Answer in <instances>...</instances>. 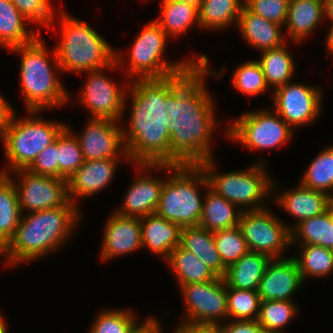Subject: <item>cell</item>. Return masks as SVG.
<instances>
[{
  "mask_svg": "<svg viewBox=\"0 0 333 333\" xmlns=\"http://www.w3.org/2000/svg\"><path fill=\"white\" fill-rule=\"evenodd\" d=\"M177 1L189 3L199 8L202 0H177Z\"/></svg>",
  "mask_w": 333,
  "mask_h": 333,
  "instance_id": "obj_53",
  "label": "cell"
},
{
  "mask_svg": "<svg viewBox=\"0 0 333 333\" xmlns=\"http://www.w3.org/2000/svg\"><path fill=\"white\" fill-rule=\"evenodd\" d=\"M27 170L34 174L58 178V137L38 154Z\"/></svg>",
  "mask_w": 333,
  "mask_h": 333,
  "instance_id": "obj_45",
  "label": "cell"
},
{
  "mask_svg": "<svg viewBox=\"0 0 333 333\" xmlns=\"http://www.w3.org/2000/svg\"><path fill=\"white\" fill-rule=\"evenodd\" d=\"M11 175L0 174V250L14 236L22 216Z\"/></svg>",
  "mask_w": 333,
  "mask_h": 333,
  "instance_id": "obj_31",
  "label": "cell"
},
{
  "mask_svg": "<svg viewBox=\"0 0 333 333\" xmlns=\"http://www.w3.org/2000/svg\"><path fill=\"white\" fill-rule=\"evenodd\" d=\"M225 131L227 138L239 142L250 151L283 146L294 135V130L278 113L267 108L244 112Z\"/></svg>",
  "mask_w": 333,
  "mask_h": 333,
  "instance_id": "obj_10",
  "label": "cell"
},
{
  "mask_svg": "<svg viewBox=\"0 0 333 333\" xmlns=\"http://www.w3.org/2000/svg\"><path fill=\"white\" fill-rule=\"evenodd\" d=\"M297 313L295 301H261L256 321L267 333H283L282 329L290 324Z\"/></svg>",
  "mask_w": 333,
  "mask_h": 333,
  "instance_id": "obj_37",
  "label": "cell"
},
{
  "mask_svg": "<svg viewBox=\"0 0 333 333\" xmlns=\"http://www.w3.org/2000/svg\"><path fill=\"white\" fill-rule=\"evenodd\" d=\"M188 72L128 81L132 106L128 128L123 125V140L129 162L134 165H183L170 152V121L165 100L166 94Z\"/></svg>",
  "mask_w": 333,
  "mask_h": 333,
  "instance_id": "obj_2",
  "label": "cell"
},
{
  "mask_svg": "<svg viewBox=\"0 0 333 333\" xmlns=\"http://www.w3.org/2000/svg\"><path fill=\"white\" fill-rule=\"evenodd\" d=\"M119 161L120 159L110 158L84 160V163L67 180L69 199L78 205V198H88L104 190L113 180Z\"/></svg>",
  "mask_w": 333,
  "mask_h": 333,
  "instance_id": "obj_20",
  "label": "cell"
},
{
  "mask_svg": "<svg viewBox=\"0 0 333 333\" xmlns=\"http://www.w3.org/2000/svg\"><path fill=\"white\" fill-rule=\"evenodd\" d=\"M204 196H202L204 199L200 227L211 232L238 227L242 213L238 206L216 194L209 187Z\"/></svg>",
  "mask_w": 333,
  "mask_h": 333,
  "instance_id": "obj_27",
  "label": "cell"
},
{
  "mask_svg": "<svg viewBox=\"0 0 333 333\" xmlns=\"http://www.w3.org/2000/svg\"><path fill=\"white\" fill-rule=\"evenodd\" d=\"M136 166L137 169H140V172L141 170L143 172L127 188L122 205L115 212L123 216L141 218L156 213L165 179L153 177L149 174L152 170L157 169V165L143 164ZM146 173H148V176Z\"/></svg>",
  "mask_w": 333,
  "mask_h": 333,
  "instance_id": "obj_17",
  "label": "cell"
},
{
  "mask_svg": "<svg viewBox=\"0 0 333 333\" xmlns=\"http://www.w3.org/2000/svg\"><path fill=\"white\" fill-rule=\"evenodd\" d=\"M324 20H330L333 25V0H323Z\"/></svg>",
  "mask_w": 333,
  "mask_h": 333,
  "instance_id": "obj_50",
  "label": "cell"
},
{
  "mask_svg": "<svg viewBox=\"0 0 333 333\" xmlns=\"http://www.w3.org/2000/svg\"><path fill=\"white\" fill-rule=\"evenodd\" d=\"M291 245L311 244L333 248V217L328 209L323 214L302 220L290 230Z\"/></svg>",
  "mask_w": 333,
  "mask_h": 333,
  "instance_id": "obj_30",
  "label": "cell"
},
{
  "mask_svg": "<svg viewBox=\"0 0 333 333\" xmlns=\"http://www.w3.org/2000/svg\"><path fill=\"white\" fill-rule=\"evenodd\" d=\"M228 320H257L260 296L256 290H241L226 285Z\"/></svg>",
  "mask_w": 333,
  "mask_h": 333,
  "instance_id": "obj_40",
  "label": "cell"
},
{
  "mask_svg": "<svg viewBox=\"0 0 333 333\" xmlns=\"http://www.w3.org/2000/svg\"><path fill=\"white\" fill-rule=\"evenodd\" d=\"M47 50L44 39L39 35L30 43L9 49L11 53L21 55L20 88L25 98L26 111L56 109L70 100L67 89L56 73L58 71L62 74L56 51L52 49L50 59L53 62L50 64Z\"/></svg>",
  "mask_w": 333,
  "mask_h": 333,
  "instance_id": "obj_4",
  "label": "cell"
},
{
  "mask_svg": "<svg viewBox=\"0 0 333 333\" xmlns=\"http://www.w3.org/2000/svg\"><path fill=\"white\" fill-rule=\"evenodd\" d=\"M80 214L71 200L59 208L22 214L14 236L0 250L6 266L36 261L61 248L74 234Z\"/></svg>",
  "mask_w": 333,
  "mask_h": 333,
  "instance_id": "obj_3",
  "label": "cell"
},
{
  "mask_svg": "<svg viewBox=\"0 0 333 333\" xmlns=\"http://www.w3.org/2000/svg\"><path fill=\"white\" fill-rule=\"evenodd\" d=\"M238 227L249 251L265 254L271 259L283 258V252L291 246L293 225L280 221L269 207L242 211Z\"/></svg>",
  "mask_w": 333,
  "mask_h": 333,
  "instance_id": "obj_13",
  "label": "cell"
},
{
  "mask_svg": "<svg viewBox=\"0 0 333 333\" xmlns=\"http://www.w3.org/2000/svg\"><path fill=\"white\" fill-rule=\"evenodd\" d=\"M116 51V62L99 70L85 72L87 79L78 101L90 112V119H105L121 122L127 105L128 91L105 76L104 70H115L127 66L124 58ZM123 59V60H122ZM126 91V92H125ZM124 111V112H123ZM122 117V118H121Z\"/></svg>",
  "mask_w": 333,
  "mask_h": 333,
  "instance_id": "obj_12",
  "label": "cell"
},
{
  "mask_svg": "<svg viewBox=\"0 0 333 333\" xmlns=\"http://www.w3.org/2000/svg\"><path fill=\"white\" fill-rule=\"evenodd\" d=\"M160 1L161 14L155 21L169 37H179L192 25L198 24L200 28L198 7L177 0Z\"/></svg>",
  "mask_w": 333,
  "mask_h": 333,
  "instance_id": "obj_29",
  "label": "cell"
},
{
  "mask_svg": "<svg viewBox=\"0 0 333 333\" xmlns=\"http://www.w3.org/2000/svg\"><path fill=\"white\" fill-rule=\"evenodd\" d=\"M232 77L234 88L246 96H257L266 93L269 89L257 59L249 60L237 66Z\"/></svg>",
  "mask_w": 333,
  "mask_h": 333,
  "instance_id": "obj_41",
  "label": "cell"
},
{
  "mask_svg": "<svg viewBox=\"0 0 333 333\" xmlns=\"http://www.w3.org/2000/svg\"><path fill=\"white\" fill-rule=\"evenodd\" d=\"M22 214L64 206L70 199L67 179L38 175L27 169L12 172ZM24 212V213H23Z\"/></svg>",
  "mask_w": 333,
  "mask_h": 333,
  "instance_id": "obj_14",
  "label": "cell"
},
{
  "mask_svg": "<svg viewBox=\"0 0 333 333\" xmlns=\"http://www.w3.org/2000/svg\"><path fill=\"white\" fill-rule=\"evenodd\" d=\"M213 236L222 264L226 268L249 251L239 227L215 231Z\"/></svg>",
  "mask_w": 333,
  "mask_h": 333,
  "instance_id": "obj_42",
  "label": "cell"
},
{
  "mask_svg": "<svg viewBox=\"0 0 333 333\" xmlns=\"http://www.w3.org/2000/svg\"><path fill=\"white\" fill-rule=\"evenodd\" d=\"M121 124L115 120L89 118L83 132L75 135L84 160L122 158L128 161Z\"/></svg>",
  "mask_w": 333,
  "mask_h": 333,
  "instance_id": "obj_16",
  "label": "cell"
},
{
  "mask_svg": "<svg viewBox=\"0 0 333 333\" xmlns=\"http://www.w3.org/2000/svg\"><path fill=\"white\" fill-rule=\"evenodd\" d=\"M208 66L196 64L166 94L170 152L184 165H198L214 158L211 143L218 122L215 101L204 82L206 76L222 77L225 67L216 72Z\"/></svg>",
  "mask_w": 333,
  "mask_h": 333,
  "instance_id": "obj_1",
  "label": "cell"
},
{
  "mask_svg": "<svg viewBox=\"0 0 333 333\" xmlns=\"http://www.w3.org/2000/svg\"><path fill=\"white\" fill-rule=\"evenodd\" d=\"M329 29H328V33L326 34V39H325V42H326V48L328 49L329 51V54H333V25H329Z\"/></svg>",
  "mask_w": 333,
  "mask_h": 333,
  "instance_id": "obj_51",
  "label": "cell"
},
{
  "mask_svg": "<svg viewBox=\"0 0 333 333\" xmlns=\"http://www.w3.org/2000/svg\"><path fill=\"white\" fill-rule=\"evenodd\" d=\"M172 333H217L214 327H193L178 324Z\"/></svg>",
  "mask_w": 333,
  "mask_h": 333,
  "instance_id": "obj_49",
  "label": "cell"
},
{
  "mask_svg": "<svg viewBox=\"0 0 333 333\" xmlns=\"http://www.w3.org/2000/svg\"><path fill=\"white\" fill-rule=\"evenodd\" d=\"M106 223L99 251L103 262L143 248L140 218L123 216L114 211Z\"/></svg>",
  "mask_w": 333,
  "mask_h": 333,
  "instance_id": "obj_19",
  "label": "cell"
},
{
  "mask_svg": "<svg viewBox=\"0 0 333 333\" xmlns=\"http://www.w3.org/2000/svg\"><path fill=\"white\" fill-rule=\"evenodd\" d=\"M158 170L171 175L165 178L156 214L181 228L199 226L204 199L199 187L205 190L209 187L202 168L199 165H157Z\"/></svg>",
  "mask_w": 333,
  "mask_h": 333,
  "instance_id": "obj_6",
  "label": "cell"
},
{
  "mask_svg": "<svg viewBox=\"0 0 333 333\" xmlns=\"http://www.w3.org/2000/svg\"><path fill=\"white\" fill-rule=\"evenodd\" d=\"M330 251H331L332 258H333V248H331Z\"/></svg>",
  "mask_w": 333,
  "mask_h": 333,
  "instance_id": "obj_55",
  "label": "cell"
},
{
  "mask_svg": "<svg viewBox=\"0 0 333 333\" xmlns=\"http://www.w3.org/2000/svg\"><path fill=\"white\" fill-rule=\"evenodd\" d=\"M163 324V322H159L158 318L149 317L134 333H161Z\"/></svg>",
  "mask_w": 333,
  "mask_h": 333,
  "instance_id": "obj_48",
  "label": "cell"
},
{
  "mask_svg": "<svg viewBox=\"0 0 333 333\" xmlns=\"http://www.w3.org/2000/svg\"><path fill=\"white\" fill-rule=\"evenodd\" d=\"M5 320L3 319V316L0 315V333H7V326L6 323L4 322Z\"/></svg>",
  "mask_w": 333,
  "mask_h": 333,
  "instance_id": "obj_52",
  "label": "cell"
},
{
  "mask_svg": "<svg viewBox=\"0 0 333 333\" xmlns=\"http://www.w3.org/2000/svg\"><path fill=\"white\" fill-rule=\"evenodd\" d=\"M244 4L245 0H202L198 8L200 28L219 31L237 25Z\"/></svg>",
  "mask_w": 333,
  "mask_h": 333,
  "instance_id": "obj_33",
  "label": "cell"
},
{
  "mask_svg": "<svg viewBox=\"0 0 333 333\" xmlns=\"http://www.w3.org/2000/svg\"><path fill=\"white\" fill-rule=\"evenodd\" d=\"M237 27L248 46L263 52L281 47L287 42L282 34V25L266 20L251 12L245 5L239 15ZM283 35V36H282Z\"/></svg>",
  "mask_w": 333,
  "mask_h": 333,
  "instance_id": "obj_21",
  "label": "cell"
},
{
  "mask_svg": "<svg viewBox=\"0 0 333 333\" xmlns=\"http://www.w3.org/2000/svg\"><path fill=\"white\" fill-rule=\"evenodd\" d=\"M25 19L45 27L54 25L56 10L50 0H10Z\"/></svg>",
  "mask_w": 333,
  "mask_h": 333,
  "instance_id": "obj_43",
  "label": "cell"
},
{
  "mask_svg": "<svg viewBox=\"0 0 333 333\" xmlns=\"http://www.w3.org/2000/svg\"><path fill=\"white\" fill-rule=\"evenodd\" d=\"M304 282L293 257L271 259L260 280L258 295L261 301H293V295Z\"/></svg>",
  "mask_w": 333,
  "mask_h": 333,
  "instance_id": "obj_18",
  "label": "cell"
},
{
  "mask_svg": "<svg viewBox=\"0 0 333 333\" xmlns=\"http://www.w3.org/2000/svg\"><path fill=\"white\" fill-rule=\"evenodd\" d=\"M59 9L60 39L54 47L62 73H84L116 62V50L88 23Z\"/></svg>",
  "mask_w": 333,
  "mask_h": 333,
  "instance_id": "obj_5",
  "label": "cell"
},
{
  "mask_svg": "<svg viewBox=\"0 0 333 333\" xmlns=\"http://www.w3.org/2000/svg\"><path fill=\"white\" fill-rule=\"evenodd\" d=\"M142 247L167 259L180 244L181 227L155 214L140 218Z\"/></svg>",
  "mask_w": 333,
  "mask_h": 333,
  "instance_id": "obj_23",
  "label": "cell"
},
{
  "mask_svg": "<svg viewBox=\"0 0 333 333\" xmlns=\"http://www.w3.org/2000/svg\"><path fill=\"white\" fill-rule=\"evenodd\" d=\"M265 161L261 159L249 168L225 173L215 171L214 158L198 165L206 175L211 190L238 206L242 211H251L266 209L265 198L278 189V185L267 172Z\"/></svg>",
  "mask_w": 333,
  "mask_h": 333,
  "instance_id": "obj_7",
  "label": "cell"
},
{
  "mask_svg": "<svg viewBox=\"0 0 333 333\" xmlns=\"http://www.w3.org/2000/svg\"><path fill=\"white\" fill-rule=\"evenodd\" d=\"M130 309H105L97 313L87 333H134L145 321L139 323Z\"/></svg>",
  "mask_w": 333,
  "mask_h": 333,
  "instance_id": "obj_38",
  "label": "cell"
},
{
  "mask_svg": "<svg viewBox=\"0 0 333 333\" xmlns=\"http://www.w3.org/2000/svg\"><path fill=\"white\" fill-rule=\"evenodd\" d=\"M272 94L274 110L293 129L311 124L322 108V89L303 83L288 82Z\"/></svg>",
  "mask_w": 333,
  "mask_h": 333,
  "instance_id": "obj_15",
  "label": "cell"
},
{
  "mask_svg": "<svg viewBox=\"0 0 333 333\" xmlns=\"http://www.w3.org/2000/svg\"><path fill=\"white\" fill-rule=\"evenodd\" d=\"M214 328L217 333H267L256 320H227Z\"/></svg>",
  "mask_w": 333,
  "mask_h": 333,
  "instance_id": "obj_46",
  "label": "cell"
},
{
  "mask_svg": "<svg viewBox=\"0 0 333 333\" xmlns=\"http://www.w3.org/2000/svg\"><path fill=\"white\" fill-rule=\"evenodd\" d=\"M14 108L11 106V102L9 103L5 96L0 94V140L1 142L4 139L8 122L13 113Z\"/></svg>",
  "mask_w": 333,
  "mask_h": 333,
  "instance_id": "obj_47",
  "label": "cell"
},
{
  "mask_svg": "<svg viewBox=\"0 0 333 333\" xmlns=\"http://www.w3.org/2000/svg\"><path fill=\"white\" fill-rule=\"evenodd\" d=\"M298 187L282 191L275 196L276 203L282 209L296 218L294 226L302 220L323 214L328 210L329 204L333 199L327 194L314 189L305 188L300 183Z\"/></svg>",
  "mask_w": 333,
  "mask_h": 333,
  "instance_id": "obj_22",
  "label": "cell"
},
{
  "mask_svg": "<svg viewBox=\"0 0 333 333\" xmlns=\"http://www.w3.org/2000/svg\"><path fill=\"white\" fill-rule=\"evenodd\" d=\"M27 113V118H20L14 110L10 117L2 141L7 166L0 170V174L9 175L17 170L28 169L38 154L54 142L67 125L40 118L39 111Z\"/></svg>",
  "mask_w": 333,
  "mask_h": 333,
  "instance_id": "obj_8",
  "label": "cell"
},
{
  "mask_svg": "<svg viewBox=\"0 0 333 333\" xmlns=\"http://www.w3.org/2000/svg\"><path fill=\"white\" fill-rule=\"evenodd\" d=\"M171 39L160 25L150 21L133 41L128 55L127 73L129 78H165L178 72L190 71L196 64H208L207 55H197L190 59L172 62L165 59L164 51ZM137 76V77H136Z\"/></svg>",
  "mask_w": 333,
  "mask_h": 333,
  "instance_id": "obj_9",
  "label": "cell"
},
{
  "mask_svg": "<svg viewBox=\"0 0 333 333\" xmlns=\"http://www.w3.org/2000/svg\"><path fill=\"white\" fill-rule=\"evenodd\" d=\"M270 261L271 258L265 254L248 251L226 268L223 279L228 287L258 291L260 280Z\"/></svg>",
  "mask_w": 333,
  "mask_h": 333,
  "instance_id": "obj_25",
  "label": "cell"
},
{
  "mask_svg": "<svg viewBox=\"0 0 333 333\" xmlns=\"http://www.w3.org/2000/svg\"><path fill=\"white\" fill-rule=\"evenodd\" d=\"M25 17L10 0H0V46L11 49L33 41L38 35V30L25 25Z\"/></svg>",
  "mask_w": 333,
  "mask_h": 333,
  "instance_id": "obj_28",
  "label": "cell"
},
{
  "mask_svg": "<svg viewBox=\"0 0 333 333\" xmlns=\"http://www.w3.org/2000/svg\"><path fill=\"white\" fill-rule=\"evenodd\" d=\"M299 183L305 188L323 192L333 199V145L313 158Z\"/></svg>",
  "mask_w": 333,
  "mask_h": 333,
  "instance_id": "obj_35",
  "label": "cell"
},
{
  "mask_svg": "<svg viewBox=\"0 0 333 333\" xmlns=\"http://www.w3.org/2000/svg\"><path fill=\"white\" fill-rule=\"evenodd\" d=\"M324 21L323 0H289L284 27L296 45L303 42Z\"/></svg>",
  "mask_w": 333,
  "mask_h": 333,
  "instance_id": "obj_24",
  "label": "cell"
},
{
  "mask_svg": "<svg viewBox=\"0 0 333 333\" xmlns=\"http://www.w3.org/2000/svg\"><path fill=\"white\" fill-rule=\"evenodd\" d=\"M84 163L81 147L69 125L58 135V178L69 179Z\"/></svg>",
  "mask_w": 333,
  "mask_h": 333,
  "instance_id": "obj_39",
  "label": "cell"
},
{
  "mask_svg": "<svg viewBox=\"0 0 333 333\" xmlns=\"http://www.w3.org/2000/svg\"><path fill=\"white\" fill-rule=\"evenodd\" d=\"M328 209L330 210L332 217H333V201L329 204Z\"/></svg>",
  "mask_w": 333,
  "mask_h": 333,
  "instance_id": "obj_54",
  "label": "cell"
},
{
  "mask_svg": "<svg viewBox=\"0 0 333 333\" xmlns=\"http://www.w3.org/2000/svg\"><path fill=\"white\" fill-rule=\"evenodd\" d=\"M179 288L185 306L179 324L215 327L222 320L226 322L228 319L227 291L223 278L218 277L204 283H189Z\"/></svg>",
  "mask_w": 333,
  "mask_h": 333,
  "instance_id": "obj_11",
  "label": "cell"
},
{
  "mask_svg": "<svg viewBox=\"0 0 333 333\" xmlns=\"http://www.w3.org/2000/svg\"><path fill=\"white\" fill-rule=\"evenodd\" d=\"M286 44L261 52V58L257 59L264 73L267 86L273 88V91L291 82V78L296 73L295 59H293L290 51L288 52Z\"/></svg>",
  "mask_w": 333,
  "mask_h": 333,
  "instance_id": "obj_34",
  "label": "cell"
},
{
  "mask_svg": "<svg viewBox=\"0 0 333 333\" xmlns=\"http://www.w3.org/2000/svg\"><path fill=\"white\" fill-rule=\"evenodd\" d=\"M179 245L199 257L218 277H224L226 267L222 264L217 251L213 232L200 226L183 227Z\"/></svg>",
  "mask_w": 333,
  "mask_h": 333,
  "instance_id": "obj_26",
  "label": "cell"
},
{
  "mask_svg": "<svg viewBox=\"0 0 333 333\" xmlns=\"http://www.w3.org/2000/svg\"><path fill=\"white\" fill-rule=\"evenodd\" d=\"M166 262L178 280L179 287L189 283H204L218 278L199 257L178 245L172 250Z\"/></svg>",
  "mask_w": 333,
  "mask_h": 333,
  "instance_id": "obj_32",
  "label": "cell"
},
{
  "mask_svg": "<svg viewBox=\"0 0 333 333\" xmlns=\"http://www.w3.org/2000/svg\"><path fill=\"white\" fill-rule=\"evenodd\" d=\"M244 5L266 20L285 25L289 0H245Z\"/></svg>",
  "mask_w": 333,
  "mask_h": 333,
  "instance_id": "obj_44",
  "label": "cell"
},
{
  "mask_svg": "<svg viewBox=\"0 0 333 333\" xmlns=\"http://www.w3.org/2000/svg\"><path fill=\"white\" fill-rule=\"evenodd\" d=\"M300 246V256L293 257L301 272L302 279L309 277H326L333 272V258L331 251L317 245L303 244Z\"/></svg>",
  "mask_w": 333,
  "mask_h": 333,
  "instance_id": "obj_36",
  "label": "cell"
}]
</instances>
